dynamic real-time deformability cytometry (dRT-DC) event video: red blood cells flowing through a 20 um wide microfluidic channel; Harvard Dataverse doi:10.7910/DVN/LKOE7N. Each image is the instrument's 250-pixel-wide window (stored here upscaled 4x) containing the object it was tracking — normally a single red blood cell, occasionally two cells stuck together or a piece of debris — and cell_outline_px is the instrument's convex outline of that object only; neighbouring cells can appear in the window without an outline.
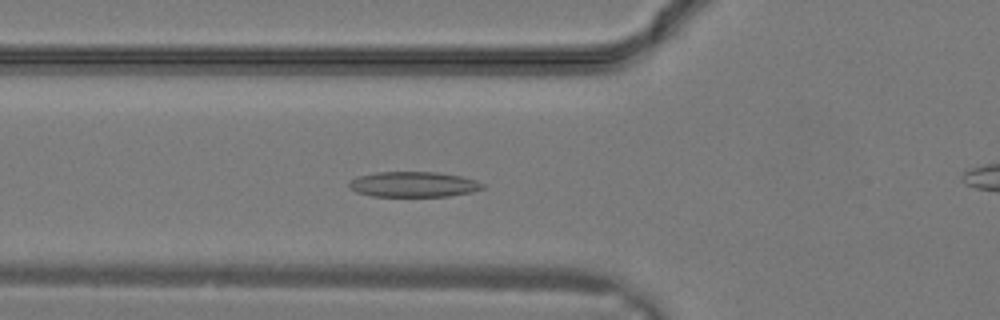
{"species": "common noctule bat (a hibernating species)", "species_latin": "Nyctalus noctula", "temperature_condition": "warm", "stored_images_in_passage": 31, "camera_frame_rate_fps": 3000, "um_per_image_px": 0.085, "animal": {"sex": "male", "body_mass_g": 19.2, "forearm_length_mm": 51.8}, "frame": {"image": 1, "passage_image": 10, "time_ms": 3.0, "image_size_px": [1000, 320], "cell_outline_px": [[484, 188], [472, 192], [448, 196], [372, 196], [356, 192], [348, 188], [348, 180], [360, 176], [376, 172], [436, 172], [460, 176], [476, 180], [484, 184]], "centroid_in_image_um": [35.12, 15.67], "position_along_channel_um": 90.7, "area_um2": 19.77}}
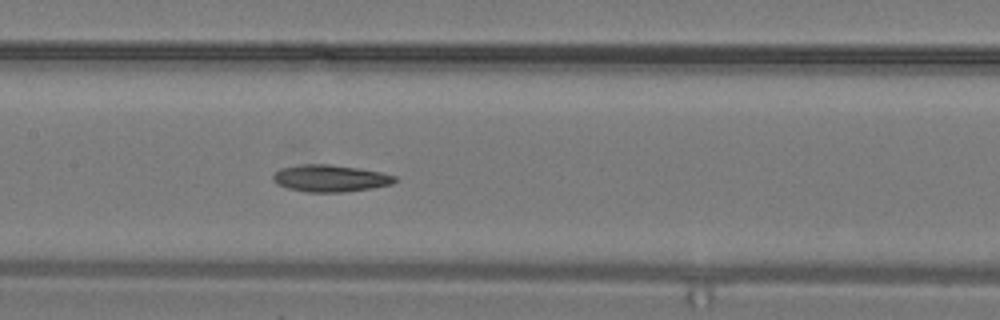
{"frame": {"image": 2, "passage_image": 14, "time_ms": 4.333, "image_size_px": [1000, 320], "cell_outline_px": [[400, 180], [392, 184], [372, 188], [340, 192], [308, 192], [288, 188], [276, 184], [272, 176], [280, 168], [300, 164], [328, 164], [360, 168], [380, 172], [396, 176]], "centroid_in_image_um": [28.09, 15.15], "position_along_channel_um": 179.3, "area_um2": 19.19}}
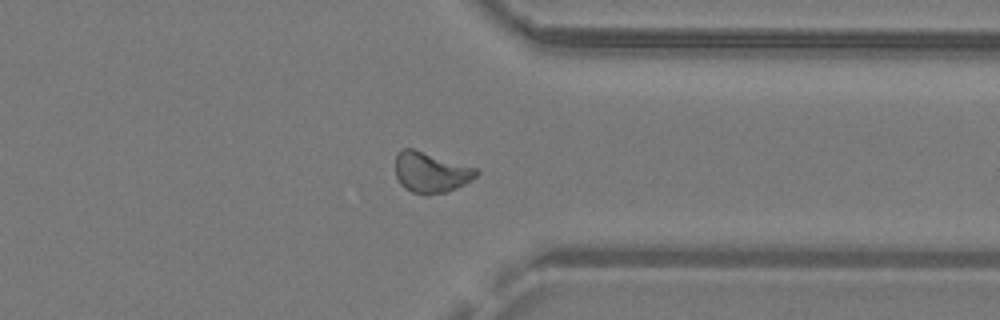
{"frame": {"image": 3, "passage_image": 23, "time_ms": 7.333, "image_size_px": [1000, 320], "cell_outline_px": [[480, 172], [476, 176], [464, 184], [448, 192], [424, 196], [412, 192], [404, 188], [400, 184], [396, 176], [396, 152], [400, 148], [412, 148], [476, 168]], "centroid_in_image_um": [36.59, 14.66], "position_along_channel_um": 374.8, "area_um2": 19.25}}